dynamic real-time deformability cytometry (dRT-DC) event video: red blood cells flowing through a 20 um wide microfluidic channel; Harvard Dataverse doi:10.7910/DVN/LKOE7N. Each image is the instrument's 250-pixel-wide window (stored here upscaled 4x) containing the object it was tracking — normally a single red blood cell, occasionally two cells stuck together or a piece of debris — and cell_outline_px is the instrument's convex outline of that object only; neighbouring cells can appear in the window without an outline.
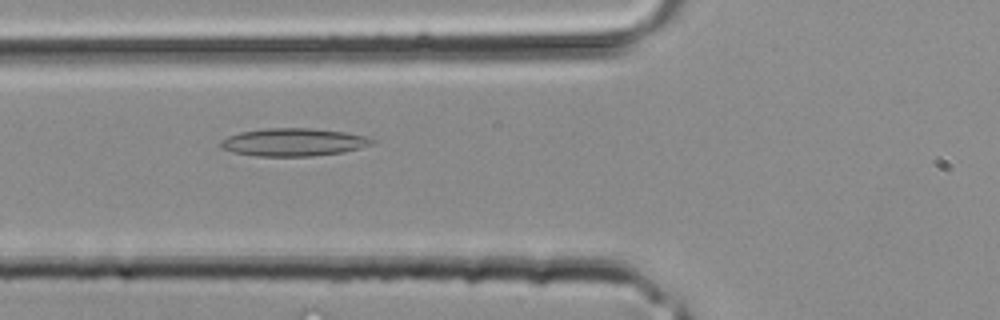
{"species": "common noctule bat (a hibernating species)", "species_latin": "Nyctalus noctula", "temperature_condition": "room temperature", "stored_images_in_passage": 4, "camera_frame_rate_fps": 3000, "um_per_image_px": 0.085, "animal": {"sex": "male", "body_mass_g": 20.4}, "frame": {"image": 1, "passage_image": 4, "time_ms": 1.0, "image_size_px": [1000, 320], "cell_outline_px": [[376, 140], [372, 144], [360, 148], [344, 152], [312, 156], [256, 156], [232, 152], [220, 148], [220, 140], [228, 136], [240, 132], [268, 128], [312, 128], [344, 132], [364, 136]], "centroid_in_image_um": [24.92, 12.09], "position_along_channel_um": 100.9, "area_um2": 24.57}}